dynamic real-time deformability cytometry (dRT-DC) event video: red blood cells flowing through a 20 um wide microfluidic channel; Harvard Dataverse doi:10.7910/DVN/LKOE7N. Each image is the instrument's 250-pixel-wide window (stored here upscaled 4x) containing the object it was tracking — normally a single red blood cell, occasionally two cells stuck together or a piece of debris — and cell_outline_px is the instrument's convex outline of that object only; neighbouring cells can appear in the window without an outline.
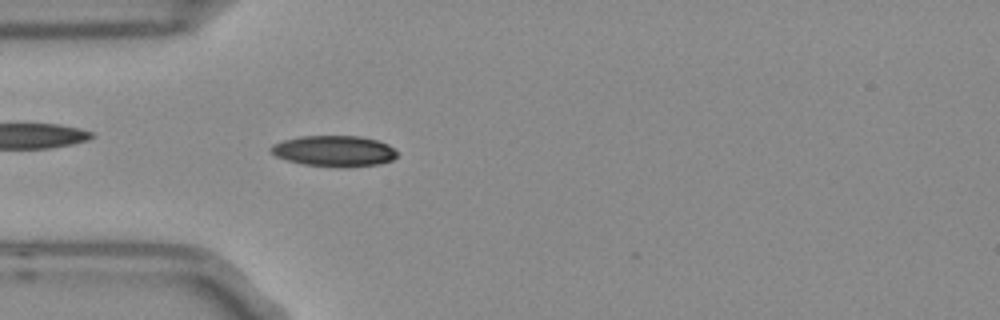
{"species": "Egyptian fruit bat (a non-hibernating species)", "species_latin": "Rousettus aegyptiacus", "temperature_condition": "room temperature", "stored_images_in_passage": 54, "camera_frame_rate_fps": 3000, "um_per_image_px": 0.085, "frame": {"image": 1, "passage_image": 16, "time_ms": 5.0, "image_size_px": [1000, 320], "cell_outline_px": [[396, 156], [392, 160], [380, 164], [348, 168], [304, 164], [288, 160], [276, 156], [268, 148], [272, 144], [284, 140], [300, 136], [360, 136], [376, 140], [388, 144], [396, 152]], "centroid_in_image_um": [28.4, 12.84], "position_along_channel_um": 56.6, "area_um2": 22.72}}
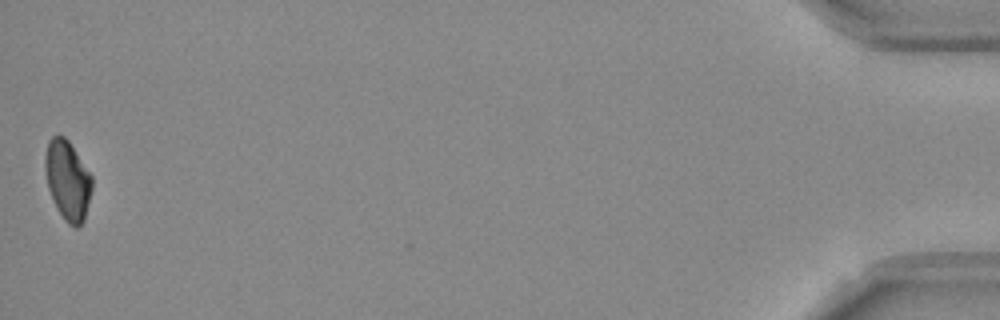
{"frame": {"image": 2, "passage_image": 54, "time_ms": 17.667, "image_size_px": [1000, 320], "cell_outline_px": [[92, 188], [84, 220], [76, 228], [68, 224], [64, 220], [48, 188], [44, 168], [44, 156], [48, 140], [52, 136], [64, 136], [68, 140], [92, 176]], "centroid_in_image_um": [5.74, 15.3], "position_along_channel_um": 429.5, "area_um2": 21.5}, "authors_computed_cell_mechanics": {"area_um2": 21.7039, "velocity_mm_per_s": 3.7602, "shape_relaxation_time_tau1_ms": 5.7997, "shape_relaxation_time_tau2_ms": null, "deformation_change_tau1": 0.1369, "deformation_change_tau2": null}}